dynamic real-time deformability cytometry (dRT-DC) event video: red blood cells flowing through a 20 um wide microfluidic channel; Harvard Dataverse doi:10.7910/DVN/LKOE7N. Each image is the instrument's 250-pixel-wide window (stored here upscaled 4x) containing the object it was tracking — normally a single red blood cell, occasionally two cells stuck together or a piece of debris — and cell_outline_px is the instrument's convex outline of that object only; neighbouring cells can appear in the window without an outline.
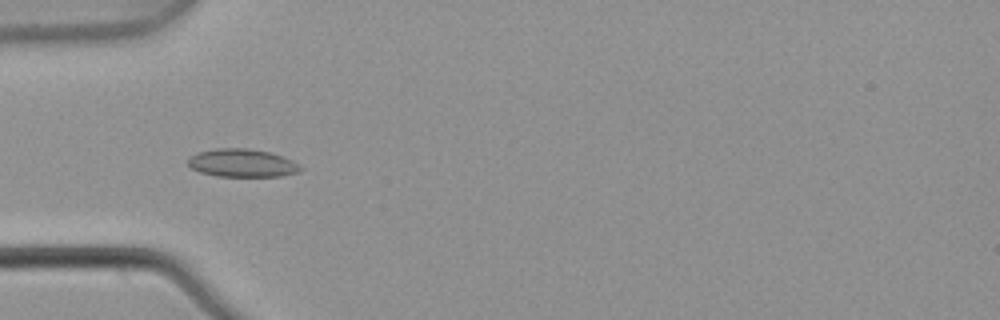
{"species": "common noctule bat (a hibernating species)", "species_latin": "Nyctalus noctula", "temperature_condition": "warm", "stored_images_in_passage": 6, "camera_frame_rate_fps": 3000, "um_per_image_px": 0.085, "animal": {"sex": "male", "body_mass_g": 21.5, "forearm_length_mm": 52.0}, "frame": {"image": 1, "passage_image": 5, "time_ms": 1.333, "image_size_px": [1000, 320], "cell_outline_px": [[304, 168], [300, 172], [280, 176], [216, 176], [200, 172], [192, 168], [188, 164], [188, 160], [196, 152], [216, 148], [248, 148], [268, 152], [292, 160], [300, 164]], "centroid_in_image_um": [20.6, 13.86], "position_along_channel_um": 64.4, "area_um2": 18.38}}
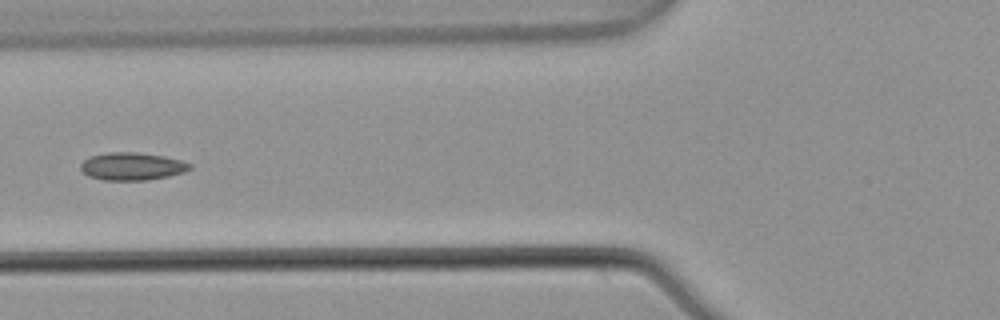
{"frame": {"image": 2, "passage_image": 6, "time_ms": 1.667, "image_size_px": [1000, 320], "cell_outline_px": [[192, 168], [184, 172], [168, 176], [148, 180], [104, 180], [88, 176], [80, 168], [80, 164], [88, 156], [108, 152], [136, 152], [164, 156], [180, 160], [192, 164]], "centroid_in_image_um": [11.21, 14.13], "position_along_channel_um": 114.6, "area_um2": 17.69}}